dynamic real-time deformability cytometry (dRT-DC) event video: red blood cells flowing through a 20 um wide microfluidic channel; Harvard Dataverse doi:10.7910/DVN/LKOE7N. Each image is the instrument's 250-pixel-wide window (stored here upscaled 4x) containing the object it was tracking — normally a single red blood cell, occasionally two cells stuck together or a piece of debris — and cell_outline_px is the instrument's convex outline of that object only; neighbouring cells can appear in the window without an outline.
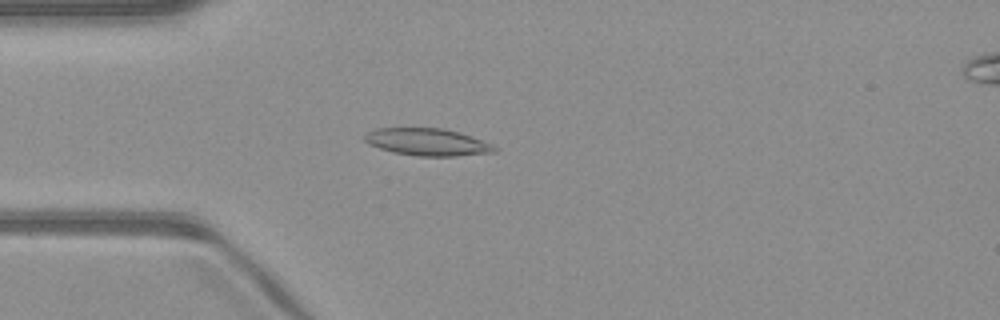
{"species": "common noctule bat (a hibernating species)", "species_latin": "Nyctalus noctula", "temperature_condition": "warm", "stored_images_in_passage": 51, "camera_frame_rate_fps": 3000, "um_per_image_px": 0.085, "animal": {"sex": "male", "body_mass_g": 23.1, "forearm_length_mm": 52.7}, "frame": {"image": 1, "passage_image": 14, "time_ms": 4.333, "image_size_px": [1000, 320], "cell_outline_px": [[500, 148], [496, 152], [456, 156], [416, 156], [392, 152], [368, 144], [364, 140], [364, 136], [368, 132], [376, 128], [444, 128], [460, 132], [472, 136], [492, 144]], "centroid_in_image_um": [36.36, 12.07], "position_along_channel_um": 48.6, "area_um2": 20.81}}
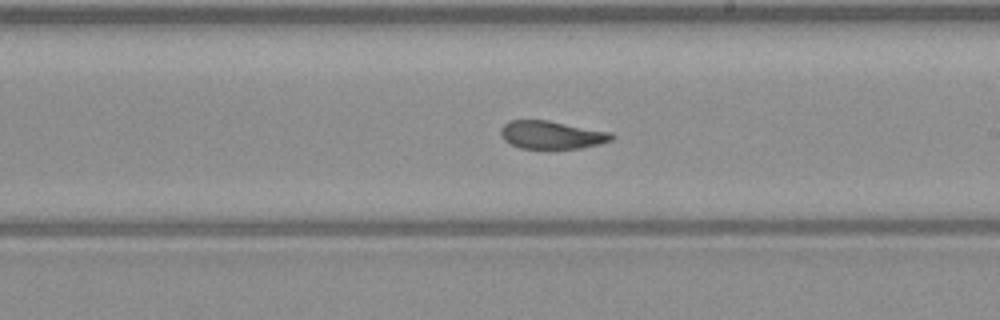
{"frame": {"image": 2, "passage_image": 29, "time_ms": 9.333, "image_size_px": [1000, 320], "cell_outline_px": [[616, 136], [612, 140], [600, 144], [580, 148], [520, 148], [504, 140], [500, 136], [500, 128], [508, 120], [548, 120], [612, 132]], "centroid_in_image_um": [46.9, 11.45], "position_along_channel_um": 242.1, "area_um2": 18.21}}
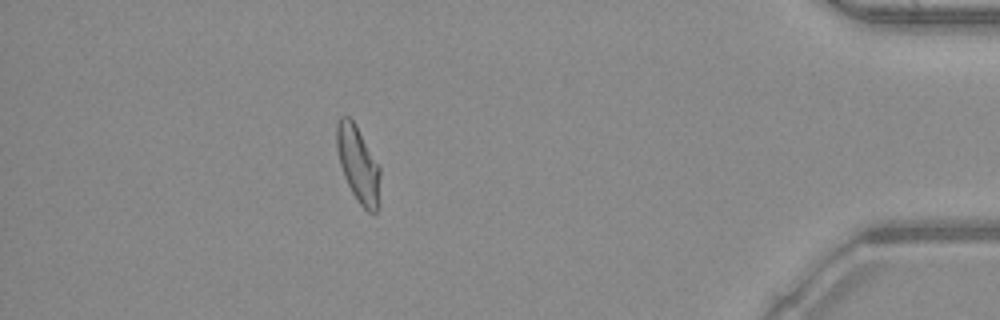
{"frame": {"image": 3, "passage_image": 45, "time_ms": 14.667, "image_size_px": [1000, 320], "cell_outline_px": [[380, 208], [376, 212], [368, 212], [360, 204], [352, 192], [344, 176], [340, 164], [336, 148], [336, 124], [340, 116], [348, 116], [356, 124], [380, 168]], "centroid_in_image_um": [30.45, 13.98], "position_along_channel_um": 404.7, "area_um2": 19.42}, "authors_computed_cell_mechanics": {"area_um2": 19.652, "velocity_mm_per_s": 4.0615, "shape_relaxation_time_tau1_ms": null, "shape_relaxation_time_tau2_ms": 1.4353, "deformation_change_tau1": null, "deformation_change_tau2": 0.0679}}